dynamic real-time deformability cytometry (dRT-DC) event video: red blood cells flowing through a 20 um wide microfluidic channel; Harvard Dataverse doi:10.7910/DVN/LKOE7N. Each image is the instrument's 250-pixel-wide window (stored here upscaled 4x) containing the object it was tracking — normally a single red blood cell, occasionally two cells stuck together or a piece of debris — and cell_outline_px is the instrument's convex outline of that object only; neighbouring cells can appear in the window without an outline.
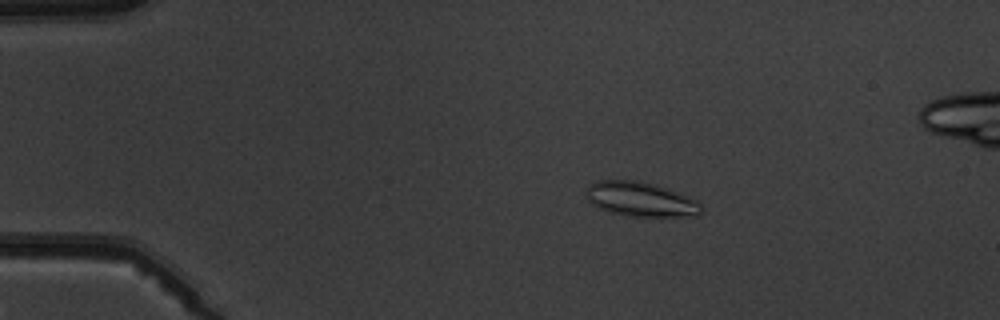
{"species": "common noctule bat (a hibernating species)", "species_latin": "Nyctalus noctula", "temperature_condition": "warm", "stored_images_in_passage": 7, "camera_frame_rate_fps": 3000, "um_per_image_px": 0.085, "animal": {"sex": "male", "body_mass_g": 19.5, "forearm_length_mm": 54.6}, "frame": {"image": 1, "passage_image": 4, "time_ms": 3.333, "image_size_px": [1000, 320], "cell_outline_px": [[704, 208], [696, 216], [624, 216], [600, 208], [592, 204], [588, 200], [588, 184], [596, 180], [640, 180], [668, 188], [688, 196], [696, 200]], "centroid_in_image_um": [54.47, 16.93], "position_along_channel_um": 30.5, "area_um2": 23.18}}
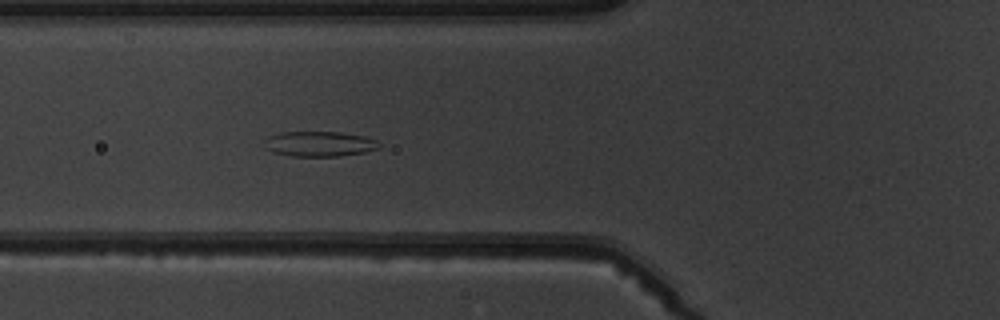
{"frame": {"image": 2, "passage_image": 7, "time_ms": 6.667, "image_size_px": [1000, 320], "cell_outline_px": [[380, 148], [364, 152], [340, 156], [292, 156], [272, 152], [264, 148], [260, 144], [268, 136], [280, 132], [340, 132], [364, 136], [376, 140], [380, 144]], "centroid_in_image_um": [27.08, 12.23], "position_along_channel_um": 98.7, "area_um2": 17.05}}